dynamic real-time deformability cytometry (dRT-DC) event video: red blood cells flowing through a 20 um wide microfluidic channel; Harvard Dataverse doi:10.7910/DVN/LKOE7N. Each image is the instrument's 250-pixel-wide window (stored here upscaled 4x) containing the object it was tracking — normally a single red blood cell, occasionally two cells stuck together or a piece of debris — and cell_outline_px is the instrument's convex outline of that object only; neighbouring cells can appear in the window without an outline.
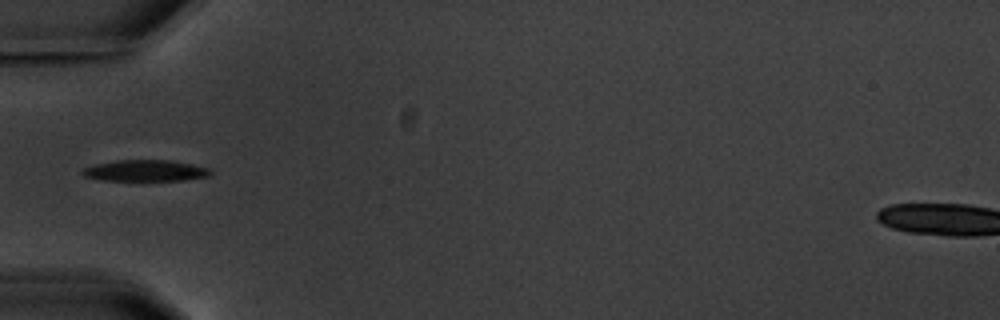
{"species": "common noctule bat (a hibernating species)", "species_latin": "Nyctalus noctula", "temperature_condition": "warm", "stored_images_in_passage": 1, "camera_frame_rate_fps": 3000, "um_per_image_px": 0.085, "animal": {"sex": "male", "body_mass_g": 20.1, "forearm_length_mm": 53.5}, "frame": {"image": 1, "passage_image": 1, "time_ms": 0.0, "image_size_px": [1000, 320], "cell_outline_px": [[212, 172], [208, 176], [184, 180], [100, 180], [84, 176], [80, 172], [84, 168], [96, 164], [116, 160], [172, 160], [192, 164], [208, 168]], "centroid_in_image_um": [12.34, 14.5], "position_along_channel_um": 72.7, "area_um2": 15.78}}